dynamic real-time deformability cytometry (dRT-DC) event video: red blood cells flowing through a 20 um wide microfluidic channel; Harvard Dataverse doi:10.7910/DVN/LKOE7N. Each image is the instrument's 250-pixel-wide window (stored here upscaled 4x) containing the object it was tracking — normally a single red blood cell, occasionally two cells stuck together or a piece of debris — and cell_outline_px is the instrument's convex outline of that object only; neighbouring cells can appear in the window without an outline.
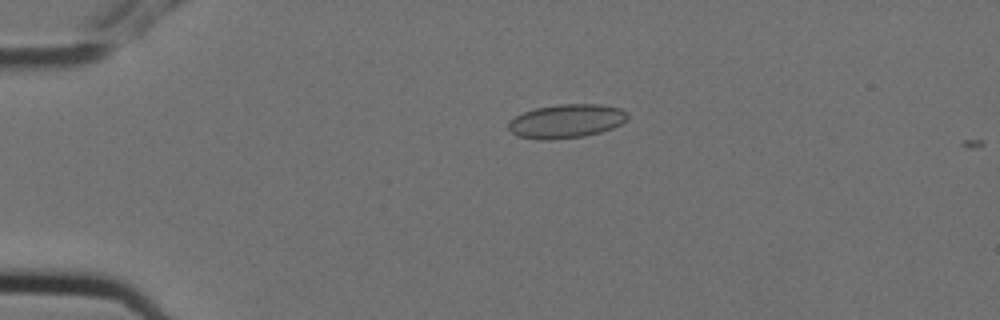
{"species": "Egyptian fruit bat (a non-hibernating species)", "species_latin": "Rousettus aegyptiacus", "temperature_condition": "cold", "stored_images_in_passage": 4, "camera_frame_rate_fps": 3000, "um_per_image_px": 0.085, "animal": {"sex": "female"}, "frame": {"image": 1, "passage_image": 3, "time_ms": 0.667, "image_size_px": [1000, 320], "cell_outline_px": [[628, 120], [612, 128], [600, 132], [584, 136], [548, 140], [544, 140], [516, 136], [508, 128], [508, 120], [524, 112], [536, 108], [560, 104], [600, 104], [620, 108], [628, 112]], "centroid_in_image_um": [48.14, 10.29], "position_along_channel_um": 36.9, "area_um2": 23.52}}